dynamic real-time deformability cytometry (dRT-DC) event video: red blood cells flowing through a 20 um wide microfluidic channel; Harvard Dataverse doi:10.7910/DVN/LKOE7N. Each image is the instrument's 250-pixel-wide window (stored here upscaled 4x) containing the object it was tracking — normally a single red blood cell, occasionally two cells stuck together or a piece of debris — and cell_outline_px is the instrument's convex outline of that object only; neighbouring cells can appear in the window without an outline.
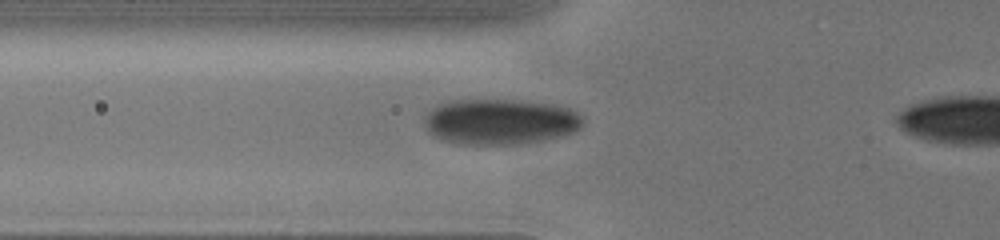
{"species": "human", "species_latin": "Homo sapiens", "temperature_condition": "cold", "stored_images_in_passage": 53, "camera_frame_rate_fps": 3000, "um_per_image_px": 0.085, "donor": {"sex": "male"}, "frame": {"image": 1, "passage_image": 15, "time_ms": 2.0, "image_size_px": [1000, 240], "cell_outline_px": [[580, 128], [572, 132], [560, 136], [540, 140], [512, 144], [456, 144], [440, 140], [432, 136], [428, 132], [424, 124], [424, 116], [436, 104], [448, 100], [524, 100], [552, 104], [568, 108], [580, 116]], "centroid_in_image_um": [42.39, 10.33], "position_along_channel_um": 83.4, "area_um2": 42.14}}
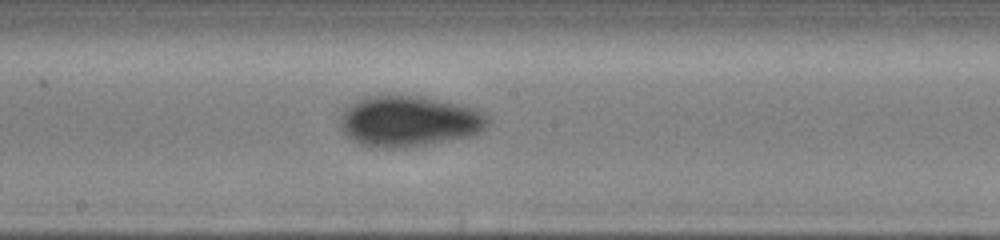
{"frame": {"image": 2, "passage_image": 31, "time_ms": 5.333, "image_size_px": [1000, 240], "cell_outline_px": [[488, 124], [480, 132], [468, 136], [424, 144], [400, 148], [384, 148], [360, 144], [352, 140], [344, 132], [340, 124], [340, 116], [344, 108], [356, 100], [364, 96], [420, 96], [456, 104], [484, 112], [488, 120]], "centroid_in_image_um": [34.7, 10.3], "position_along_channel_um": 213.5, "area_um2": 43.06}}
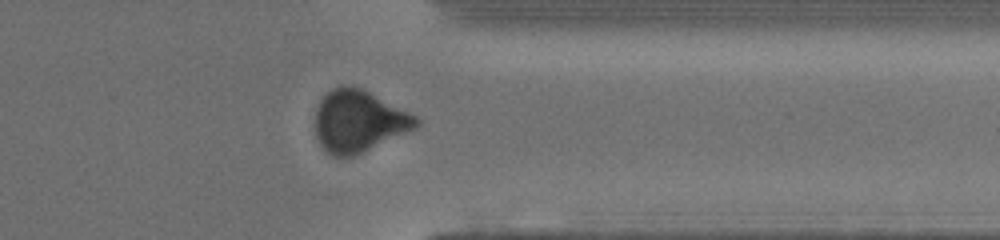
{"frame": {"image": 3, "passage_image": 47, "time_ms": 9.667, "image_size_px": [1000, 240], "cell_outline_px": [[420, 124], [416, 128], [352, 156], [332, 156], [324, 152], [316, 136], [316, 108], [320, 100], [332, 88], [340, 84], [348, 84], [360, 88], [416, 116], [420, 120]], "centroid_in_image_um": [30.45, 10.29], "position_along_channel_um": 381.0, "area_um2": 35.95}}